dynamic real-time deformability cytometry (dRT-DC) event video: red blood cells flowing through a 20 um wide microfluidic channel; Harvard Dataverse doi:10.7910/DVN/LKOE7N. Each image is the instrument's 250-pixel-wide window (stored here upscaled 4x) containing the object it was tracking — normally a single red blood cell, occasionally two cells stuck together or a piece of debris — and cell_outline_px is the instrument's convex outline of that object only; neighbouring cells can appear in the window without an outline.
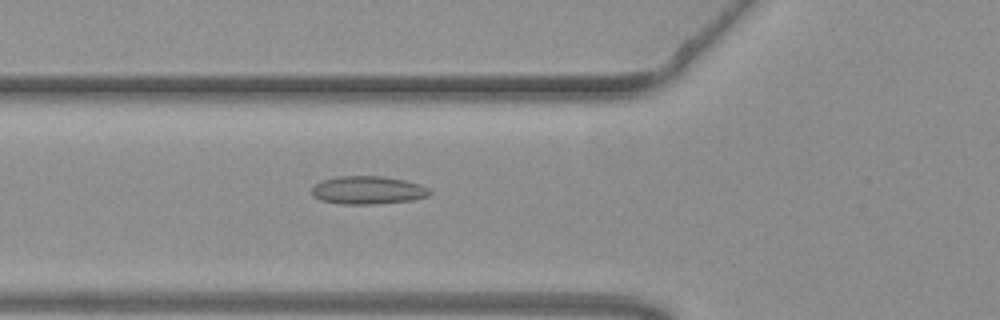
{"species": "common noctule bat (a hibernating species)", "species_latin": "Nyctalus noctula", "temperature_condition": "warm", "stored_images_in_passage": 49, "camera_frame_rate_fps": 3000, "um_per_image_px": 0.085, "animal": {"sex": "female", "body_mass_g": 19.3, "forearm_length_mm": 54.1}, "frame": {"image": 1, "passage_image": 14, "time_ms": 4.333, "image_size_px": [1000, 320], "cell_outline_px": [[432, 192], [428, 196], [412, 200], [380, 204], [340, 204], [320, 200], [312, 192], [312, 188], [316, 184], [324, 180], [336, 176], [380, 176], [404, 180], [420, 184], [428, 188]], "centroid_in_image_um": [31.3, 16.17], "position_along_channel_um": 94.5, "area_um2": 19.25}}
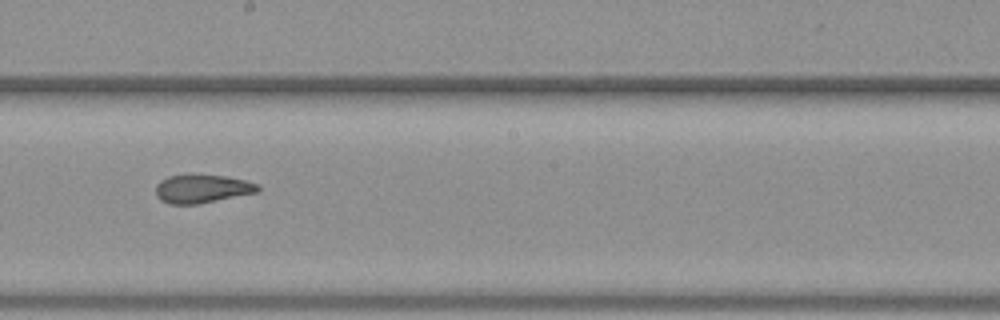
{"frame": {"image": 2, "passage_image": 25, "time_ms": 8.0, "image_size_px": [1000, 320], "cell_outline_px": [[260, 188], [256, 192], [196, 204], [168, 204], [160, 200], [156, 196], [156, 184], [160, 180], [168, 176], [228, 176], [260, 184]], "centroid_in_image_um": [17.15, 16.06], "position_along_channel_um": 231.1, "area_um2": 16.53}}
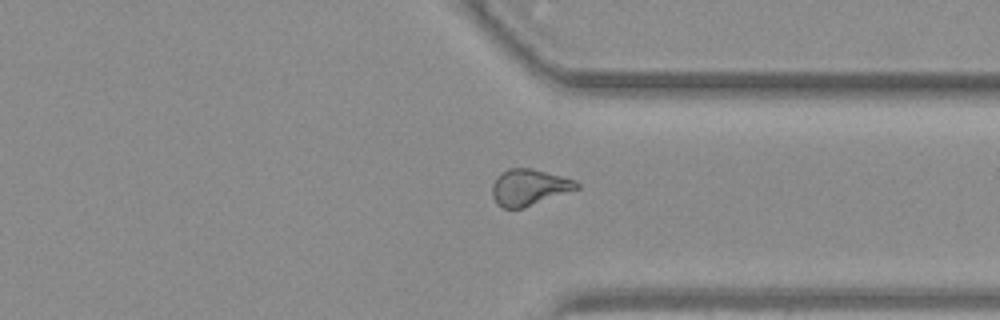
{"frame": {"image": 3, "passage_image": 36, "time_ms": 11.667, "image_size_px": [1000, 320], "cell_outline_px": [[580, 188], [524, 208], [504, 208], [496, 204], [492, 196], [492, 184], [496, 176], [500, 172], [508, 168], [532, 168], [576, 180], [580, 184]], "centroid_in_image_um": [44.96, 15.91], "position_along_channel_um": 366.4, "area_um2": 18.09}, "authors_computed_cell_mechanics": {"area_um2": 18.1492, "velocity_mm_per_s": 3.7134, "shape_relaxation_time_tau1_ms": null, "shape_relaxation_time_tau2_ms": 2.665, "deformation_change_tau1": null, "deformation_change_tau2": 0.0818}}